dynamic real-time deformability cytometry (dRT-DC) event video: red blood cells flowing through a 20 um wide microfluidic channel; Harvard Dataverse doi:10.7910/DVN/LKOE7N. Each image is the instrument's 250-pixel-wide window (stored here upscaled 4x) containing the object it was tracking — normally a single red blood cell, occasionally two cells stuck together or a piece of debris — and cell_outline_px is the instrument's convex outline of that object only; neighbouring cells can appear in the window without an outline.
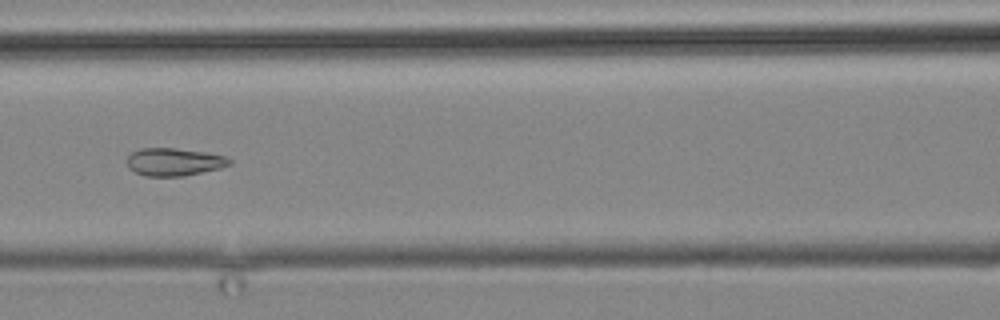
{"species": "common noctule bat (a hibernating species)", "species_latin": "Nyctalus noctula", "temperature_condition": "cold", "stored_images_in_passage": 12, "camera_frame_rate_fps": 3000, "um_per_image_px": 0.085, "animal": {"sex": "male", "body_mass_g": 19.2, "forearm_length_mm": 51.8}, "frame": {"image": 1, "passage_image": 10, "time_ms": 12.0, "image_size_px": [1000, 320], "cell_outline_px": [[232, 164], [220, 168], [184, 176], [144, 176], [128, 168], [128, 156], [132, 152], [140, 148], [176, 148], [208, 152], [224, 156], [232, 160]], "centroid_in_image_um": [14.81, 13.76], "position_along_channel_um": 151.8, "area_um2": 16.65}}
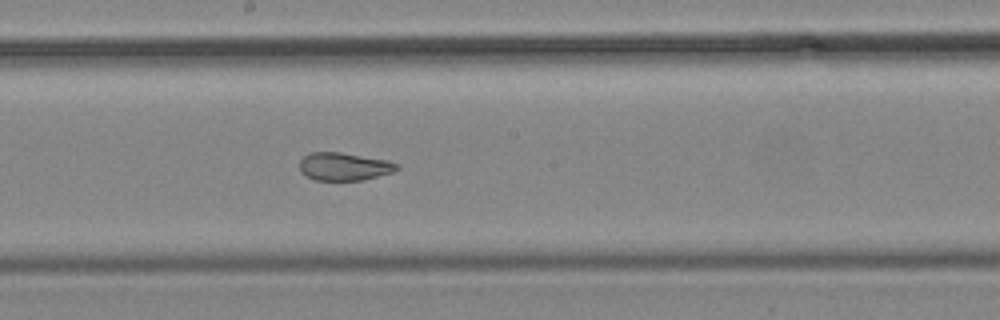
{"frame": {"image": 2, "passage_image": 12, "time_ms": 14.0, "image_size_px": [1000, 320], "cell_outline_px": [[400, 168], [392, 172], [364, 180], [316, 180], [304, 176], [300, 172], [300, 160], [304, 156], [312, 152], [340, 152], [388, 160], [400, 164]], "centroid_in_image_um": [29.25, 14.15], "position_along_channel_um": 218.9, "area_um2": 15.95}}